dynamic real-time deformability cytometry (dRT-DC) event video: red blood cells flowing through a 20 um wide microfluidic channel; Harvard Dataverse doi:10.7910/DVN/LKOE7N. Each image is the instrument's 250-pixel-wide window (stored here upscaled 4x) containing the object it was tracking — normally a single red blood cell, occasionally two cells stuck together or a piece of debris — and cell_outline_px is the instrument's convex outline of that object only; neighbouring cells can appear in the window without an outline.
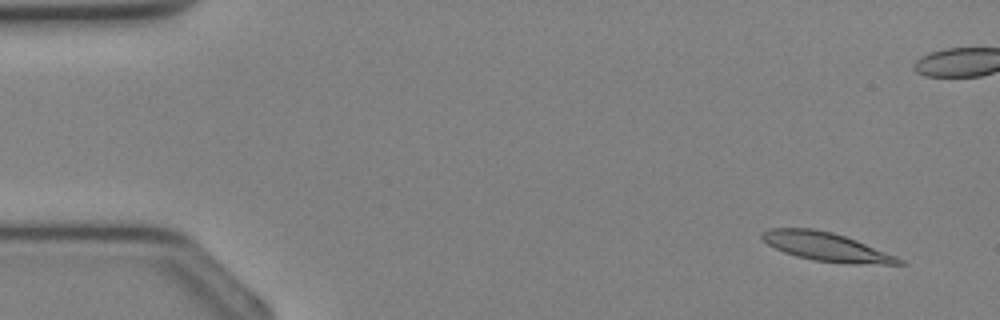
{"species": "Egyptian fruit bat (a non-hibernating species)", "species_latin": "Rousettus aegyptiacus", "temperature_condition": "cold", "stored_images_in_passage": 11, "camera_frame_rate_fps": 3000, "um_per_image_px": 0.085, "animal": {"sex": "female"}, "frame": {"image": 1, "passage_image": 1, "time_ms": 0.0, "image_size_px": [1000, 320], "cell_outline_px": [[908, 264], [852, 264], [812, 260], [796, 256], [784, 252], [768, 244], [760, 236], [760, 232], [768, 228], [812, 228], [832, 232], [856, 240], [896, 256], [904, 260]], "centroid_in_image_um": [70.23, 20.97], "position_along_channel_um": 14.8, "area_um2": 22.83}}
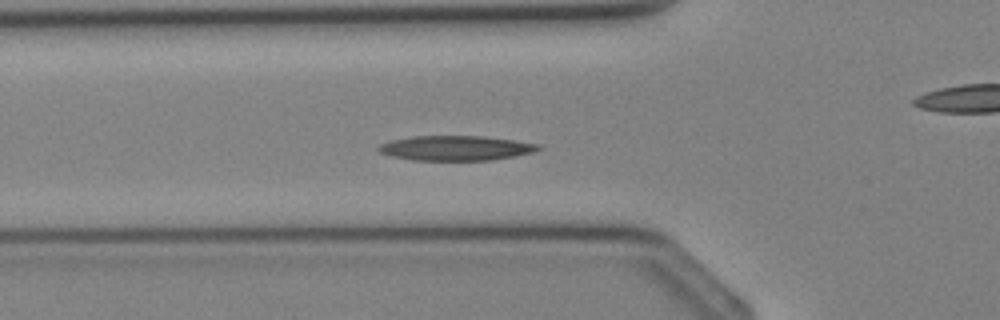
{"frame": {"image": 2, "passage_image": 11, "time_ms": 3.333, "image_size_px": [1000, 320], "cell_outline_px": [[544, 148], [532, 152], [516, 156], [492, 160], [412, 160], [392, 156], [380, 152], [376, 148], [380, 144], [392, 140], [412, 136], [484, 136], [540, 144]], "centroid_in_image_um": [38.76, 12.58], "position_along_channel_um": 87.0, "area_um2": 23.12}}